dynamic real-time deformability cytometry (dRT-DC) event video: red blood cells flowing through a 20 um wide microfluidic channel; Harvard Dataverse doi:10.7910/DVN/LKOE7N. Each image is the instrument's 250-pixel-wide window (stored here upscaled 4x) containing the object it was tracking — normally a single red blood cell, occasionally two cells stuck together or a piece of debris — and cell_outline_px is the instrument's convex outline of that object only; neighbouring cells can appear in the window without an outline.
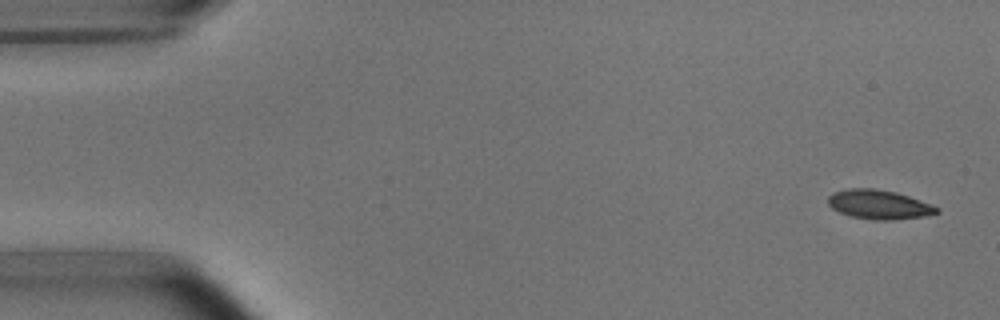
{"species": "common noctule bat (a hibernating species)", "species_latin": "Nyctalus noctula", "temperature_condition": "room temperature", "stored_images_in_passage": 6, "camera_frame_rate_fps": 3000, "um_per_image_px": 0.085, "animal": {"sex": "male", "body_mass_g": 15.6}, "frame": {"image": 1, "passage_image": 1, "time_ms": 0.0, "image_size_px": [1000, 320], "cell_outline_px": [[940, 212], [924, 216], [892, 220], [872, 220], [852, 216], [840, 212], [832, 208], [828, 204], [828, 196], [832, 192], [848, 188], [872, 188], [896, 192], [920, 200], [940, 208]], "centroid_in_image_um": [74.7, 17.38], "position_along_channel_um": 10.3, "area_um2": 18.5}}
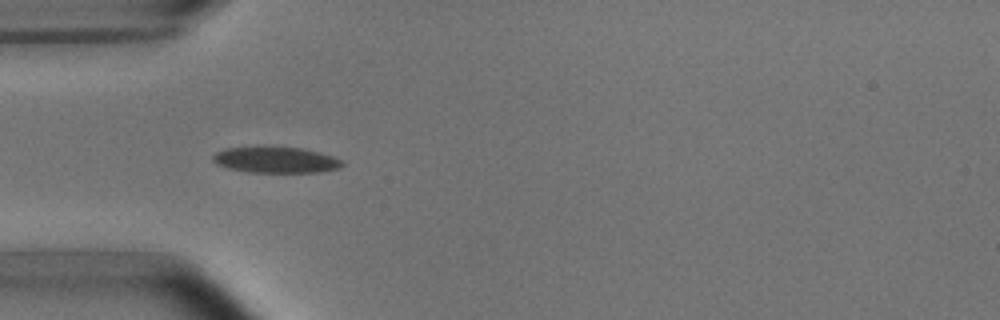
{"frame": {"image": 2, "passage_image": 5, "time_ms": 4.667, "image_size_px": [1000, 320], "cell_outline_px": [[344, 164], [340, 168], [320, 172], [248, 172], [228, 168], [216, 164], [212, 160], [212, 156], [216, 152], [224, 148], [256, 144], [264, 144], [304, 148], [332, 156], [340, 160]], "centroid_in_image_um": [23.36, 13.54], "position_along_channel_um": 61.6, "area_um2": 20.52}}